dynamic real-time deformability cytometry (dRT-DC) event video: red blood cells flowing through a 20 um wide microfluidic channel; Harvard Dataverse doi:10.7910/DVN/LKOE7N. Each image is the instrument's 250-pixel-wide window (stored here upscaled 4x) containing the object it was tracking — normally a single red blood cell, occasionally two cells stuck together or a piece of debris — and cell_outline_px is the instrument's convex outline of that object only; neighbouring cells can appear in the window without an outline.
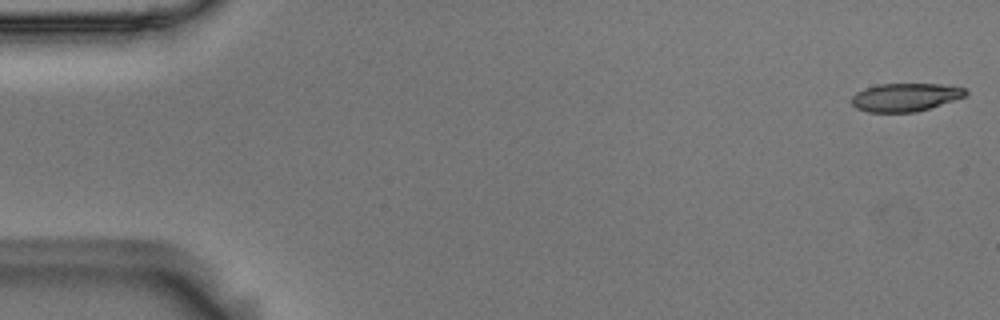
{"species": "Egyptian fruit bat (a non-hibernating species)", "species_latin": "Rousettus aegyptiacus", "temperature_condition": "room temperature", "stored_images_in_passage": 54, "camera_frame_rate_fps": 3000, "um_per_image_px": 0.085, "animal": {"sex": "male"}, "frame": {"image": 1, "passage_image": 1, "time_ms": 0.0, "image_size_px": [1000, 320], "cell_outline_px": [[968, 96], [916, 112], [868, 112], [856, 108], [852, 104], [852, 96], [856, 92], [864, 88], [880, 84], [940, 84], [964, 88], [968, 92]], "centroid_in_image_um": [76.96, 8.26], "position_along_channel_um": 8.0, "area_um2": 18.73}}
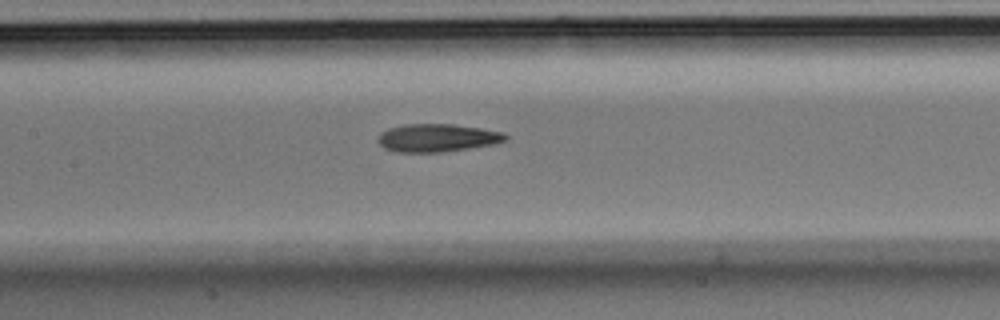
{"frame": {"image": 2, "passage_image": 25, "time_ms": 8.0, "image_size_px": [1000, 320], "cell_outline_px": [[508, 140], [492, 144], [468, 148], [440, 152], [396, 152], [384, 148], [376, 140], [380, 132], [388, 128], [404, 124], [452, 124], [480, 128], [504, 132], [508, 136]], "centroid_in_image_um": [37.13, 11.71], "position_along_channel_um": 170.3, "area_um2": 20.81}}
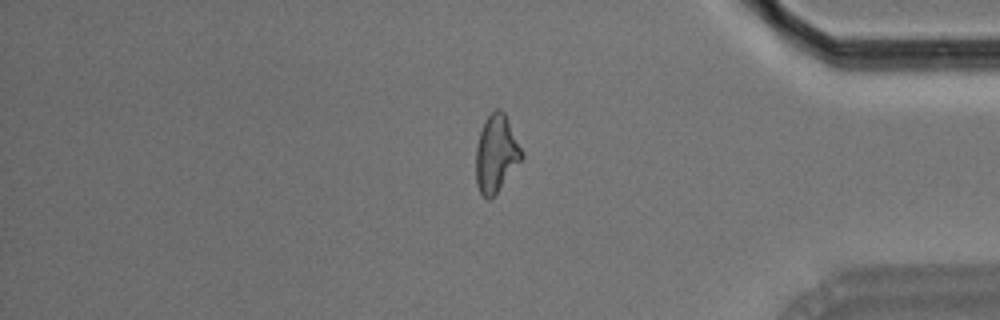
{"frame": {"image": 3, "passage_image": 45, "time_ms": 14.667, "image_size_px": [1000, 320], "cell_outline_px": [[524, 156], [492, 200], [488, 200], [480, 192], [476, 184], [476, 148], [480, 132], [484, 120], [496, 108], [500, 108], [504, 112], [524, 152]], "centroid_in_image_um": [42.18, 13.07], "position_along_channel_um": 393.0, "area_um2": 20.75}, "authors_computed_cell_mechanics": {"area_um2": 20.5479, "velocity_mm_per_s": 3.717, "shape_relaxation_time_tau1_ms": null, "shape_relaxation_time_tau2_ms": 4.0954, "deformation_change_tau1": null, "deformation_change_tau2": 0.1395}}